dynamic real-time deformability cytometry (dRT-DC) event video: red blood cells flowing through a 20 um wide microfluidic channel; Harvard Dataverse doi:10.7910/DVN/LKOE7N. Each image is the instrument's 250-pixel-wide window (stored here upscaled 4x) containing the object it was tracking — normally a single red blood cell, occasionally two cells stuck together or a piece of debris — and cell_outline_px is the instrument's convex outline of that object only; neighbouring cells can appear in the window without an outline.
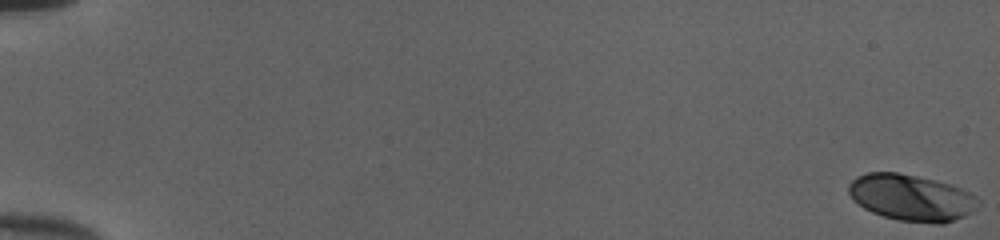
{"species": "human", "species_latin": "Homo sapiens", "temperature_condition": "cold", "stored_images_in_passage": 54, "camera_frame_rate_fps": 3000, "um_per_image_px": 0.085, "donor": {"sex": "female"}, "frame": {"image": 1, "passage_image": 1, "time_ms": 0.0, "image_size_px": [1000, 240], "cell_outline_px": [[980, 204], [972, 212], [964, 216], [944, 224], [936, 224], [900, 220], [884, 216], [872, 212], [864, 208], [852, 200], [848, 192], [848, 184], [856, 176], [868, 172], [896, 172], [936, 180], [960, 188], [976, 196], [980, 200]], "centroid_in_image_um": [77.45, 16.8], "position_along_channel_um": 7.5, "area_um2": 35.14}}
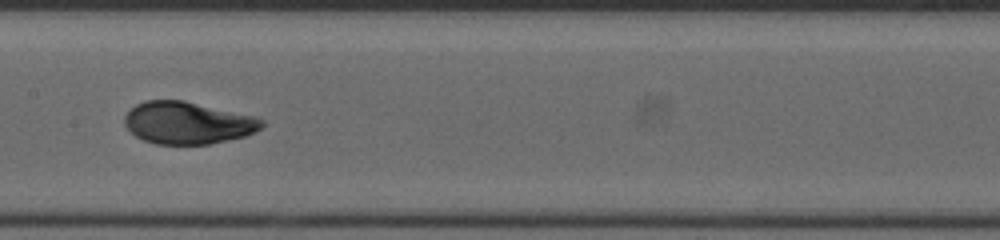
{"frame": {"image": 2, "passage_image": 30, "time_ms": 9.667, "image_size_px": [1000, 240], "cell_outline_px": [[264, 124], [260, 128], [244, 136], [228, 140], [208, 144], [156, 144], [144, 140], [136, 136], [124, 124], [124, 116], [136, 104], [144, 100], [184, 100], [256, 116], [264, 120]], "centroid_in_image_um": [15.95, 10.43], "position_along_channel_um": 191.4, "area_um2": 33.7}}
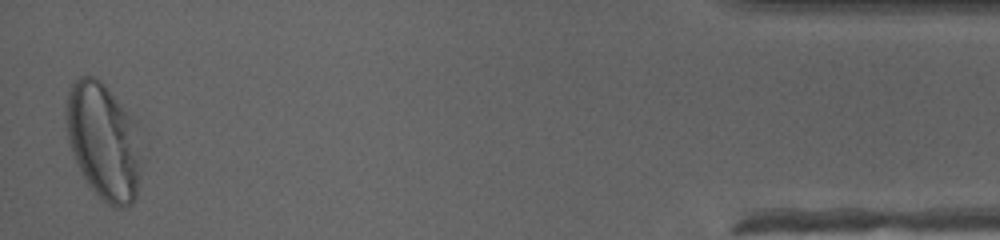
{"frame": {"image": 3, "passage_image": 53, "time_ms": 17.333, "image_size_px": [1000, 240], "cell_outline_px": [[140, 168], [136, 196], [132, 204], [128, 208], [112, 208], [100, 200], [88, 184], [72, 152], [68, 140], [64, 112], [64, 108], [68, 88], [72, 80], [80, 76], [92, 76], [100, 80], [104, 84], [136, 120], [140, 160]], "centroid_in_image_um": [8.77, 12.0], "position_along_channel_um": 426.4, "area_um2": 51.79}, "authors_computed_cell_mechanics": {"area_um2": 34.1887, "velocity_mm_per_s": 3.9989, "shape_relaxation_time_tau1_ms": 3.6649, "shape_relaxation_time_tau2_ms": null, "deformation_change_tau1": 0.1724, "deformation_change_tau2": null}}